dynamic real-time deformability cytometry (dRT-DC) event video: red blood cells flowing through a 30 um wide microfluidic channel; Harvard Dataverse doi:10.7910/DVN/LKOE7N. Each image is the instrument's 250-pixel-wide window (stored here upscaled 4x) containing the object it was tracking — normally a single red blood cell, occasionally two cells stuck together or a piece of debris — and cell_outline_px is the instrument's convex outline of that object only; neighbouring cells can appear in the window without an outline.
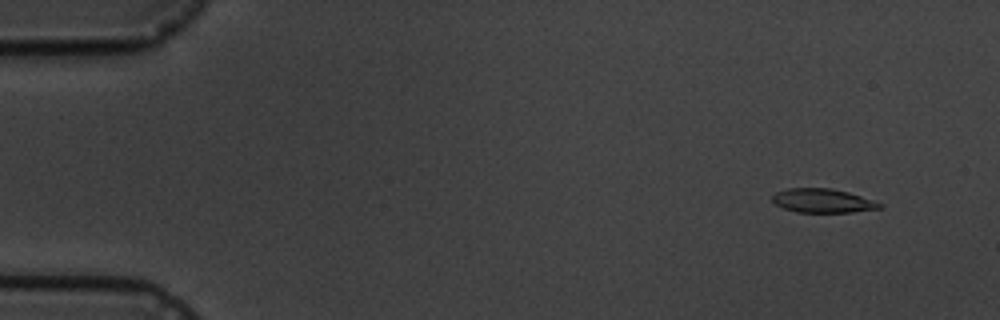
{"species": "common noctule bat (a hibernating species)", "species_latin": "Nyctalus noctula", "temperature_condition": "cold", "stored_images_in_passage": 8, "camera_frame_rate_fps": 3000, "um_per_image_px": 0.085, "animal": {"sex": "male", "body_mass_g": 19.5, "forearm_length_mm": 54.6}, "frame": {"image": 1, "passage_image": 2, "time_ms": 1.333, "image_size_px": [1000, 320], "cell_outline_px": [[884, 208], [852, 212], [796, 212], [784, 208], [776, 204], [772, 200], [772, 196], [776, 192], [788, 188], [832, 188], [848, 192], [884, 204]], "centroid_in_image_um": [69.95, 17.06], "position_along_channel_um": 15.0, "area_um2": 14.97}}
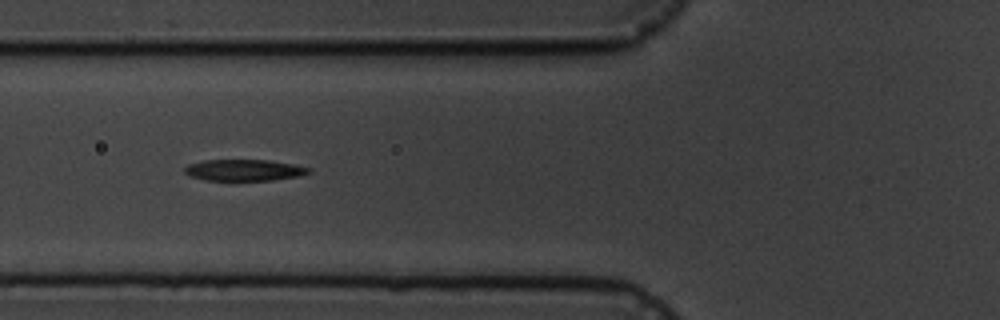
{"frame": {"image": 2, "passage_image": 7, "time_ms": 7.0, "image_size_px": [1000, 320], "cell_outline_px": [[312, 172], [300, 176], [272, 180], [232, 184], [204, 180], [188, 176], [184, 172], [184, 168], [188, 164], [204, 160], [268, 160], [292, 164], [312, 168]], "centroid_in_image_um": [20.7, 14.52], "position_along_channel_um": 105.1, "area_um2": 16.53}}
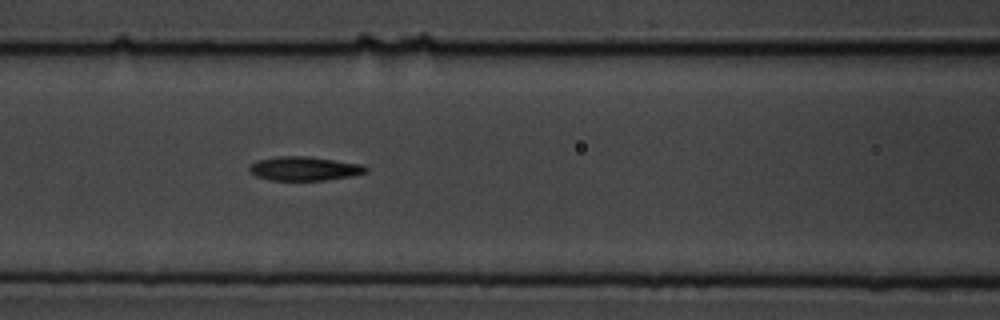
{"frame": {"image": 3, "passage_image": 8, "time_ms": 8.0, "image_size_px": [1000, 320], "cell_outline_px": [[368, 172], [352, 176], [324, 180], [272, 180], [256, 176], [248, 172], [248, 168], [256, 160], [280, 156], [308, 156], [360, 164], [368, 168]], "centroid_in_image_um": [25.85, 14.33], "position_along_channel_um": 140.8, "area_um2": 16.24}}